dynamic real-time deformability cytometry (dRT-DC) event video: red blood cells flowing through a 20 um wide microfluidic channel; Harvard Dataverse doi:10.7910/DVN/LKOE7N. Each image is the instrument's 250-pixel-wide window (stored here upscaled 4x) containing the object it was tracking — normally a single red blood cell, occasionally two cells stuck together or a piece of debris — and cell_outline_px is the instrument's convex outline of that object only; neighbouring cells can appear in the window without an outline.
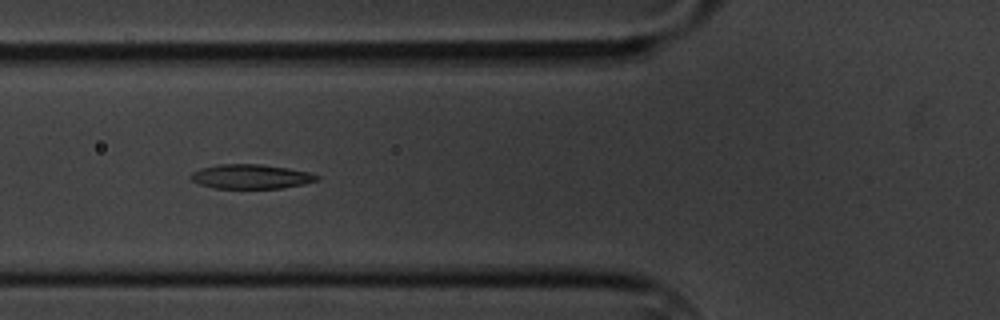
{"species": "common noctule bat (a hibernating species)", "species_latin": "Nyctalus noctula", "temperature_condition": "cold", "stored_images_in_passage": 3, "camera_frame_rate_fps": 3000, "um_per_image_px": 0.085, "animal": {"sex": "male", "body_mass_g": 20.1, "forearm_length_mm": 53.5}, "frame": {"image": 1, "passage_image": 2, "time_ms": 1.0, "image_size_px": [1000, 320], "cell_outline_px": [[320, 180], [304, 184], [280, 188], [212, 188], [200, 184], [192, 180], [188, 176], [192, 172], [200, 168], [220, 164], [260, 164], [288, 168], [308, 172], [320, 176]], "centroid_in_image_um": [21.32, 15.0], "position_along_channel_um": 104.5, "area_um2": 17.98}}
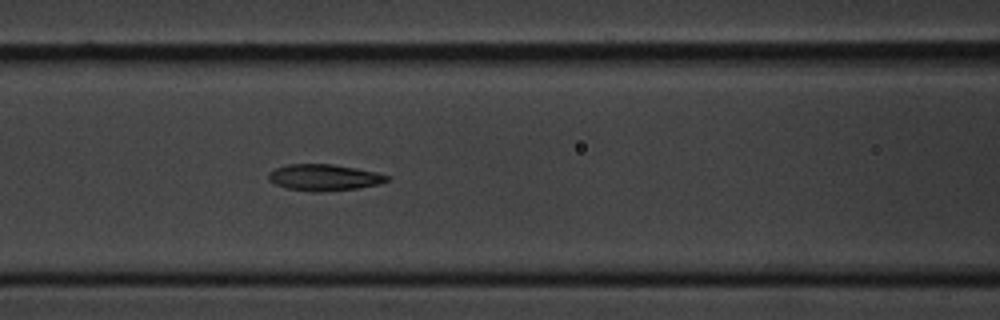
{"frame": {"image": 2, "passage_image": 3, "time_ms": 2.0, "image_size_px": [1000, 320], "cell_outline_px": [[392, 176], [388, 180], [380, 184], [360, 188], [320, 192], [312, 192], [288, 188], [276, 184], [268, 180], [268, 172], [276, 168], [288, 164], [332, 164], [356, 168], [376, 172]], "centroid_in_image_um": [27.57, 15.08], "position_along_channel_um": 139.0, "area_um2": 18.32}}